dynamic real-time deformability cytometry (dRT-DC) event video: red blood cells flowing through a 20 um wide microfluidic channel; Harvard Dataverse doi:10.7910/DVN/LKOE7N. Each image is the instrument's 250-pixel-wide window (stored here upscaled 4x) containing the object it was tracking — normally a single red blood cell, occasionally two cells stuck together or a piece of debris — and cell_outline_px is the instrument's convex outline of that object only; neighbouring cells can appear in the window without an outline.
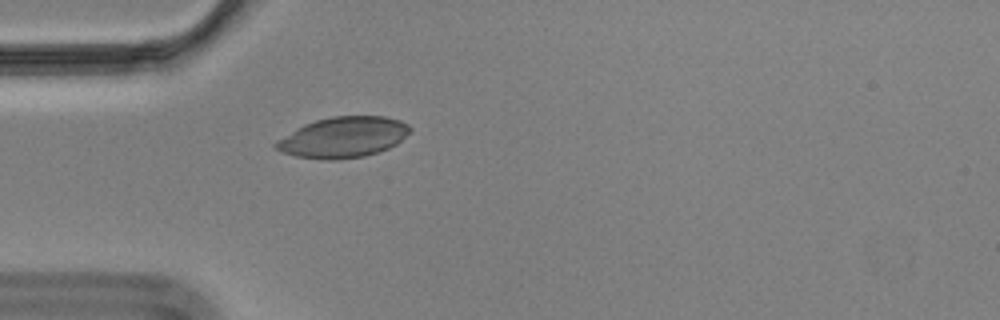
{"species": "Egyptian fruit bat (a non-hibernating species)", "species_latin": "Rousettus aegyptiacus", "temperature_condition": "cold", "stored_images_in_passage": 42, "camera_frame_rate_fps": 3000, "um_per_image_px": 0.085, "animal": {"sex": "male"}, "frame": {"image": 1, "passage_image": 2, "time_ms": 0.333, "image_size_px": [1000, 320], "cell_outline_px": [[412, 128], [396, 144], [388, 148], [364, 156], [336, 160], [320, 160], [296, 156], [280, 152], [272, 144], [276, 140], [296, 128], [304, 124], [316, 120], [332, 116], [384, 116], [400, 120], [408, 124]], "centroid_in_image_um": [29.12, 11.67], "position_along_channel_um": 55.9, "area_um2": 31.85}}
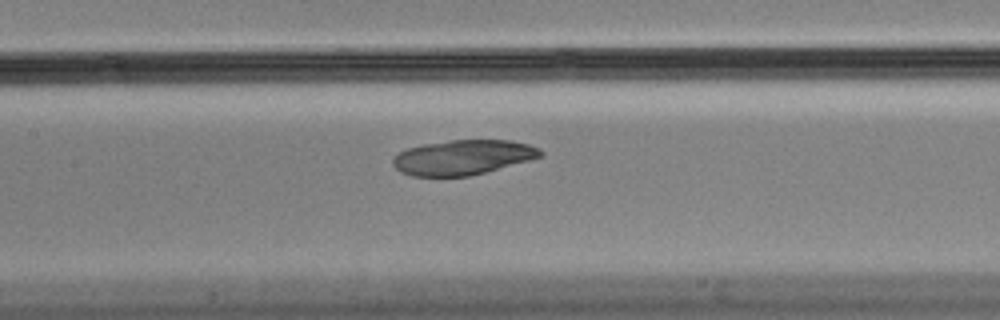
{"frame": {"image": 2, "passage_image": 12, "time_ms": 3.667, "image_size_px": [1000, 320], "cell_outline_px": [[544, 152], [540, 156], [528, 160], [484, 172], [468, 176], [412, 176], [400, 172], [392, 164], [392, 160], [400, 152], [408, 148], [424, 144], [452, 140], [512, 140], [528, 144], [540, 148]], "centroid_in_image_um": [39.33, 13.37], "position_along_channel_um": 168.1, "area_um2": 29.65}}
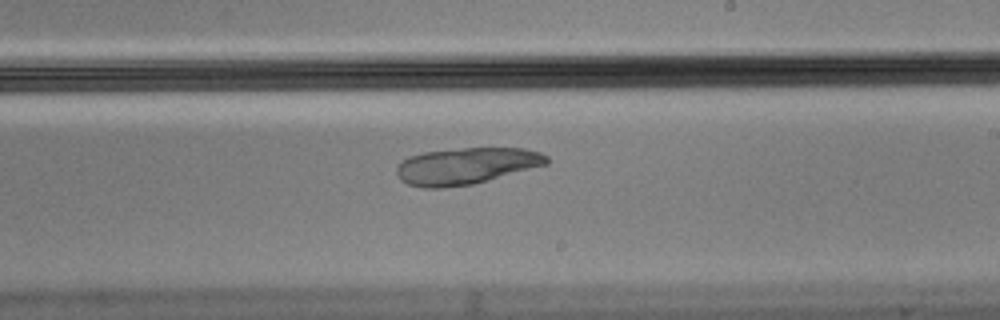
{"frame": {"image": 3, "passage_image": 19, "time_ms": 6.0, "image_size_px": [1000, 320], "cell_outline_px": [[548, 164], [488, 180], [472, 184], [440, 188], [424, 188], [408, 184], [400, 180], [396, 172], [396, 168], [400, 160], [408, 156], [424, 152], [464, 148], [524, 148], [540, 152], [548, 156]], "centroid_in_image_um": [39.59, 14.1], "position_along_channel_um": 249.4, "area_um2": 32.02}}